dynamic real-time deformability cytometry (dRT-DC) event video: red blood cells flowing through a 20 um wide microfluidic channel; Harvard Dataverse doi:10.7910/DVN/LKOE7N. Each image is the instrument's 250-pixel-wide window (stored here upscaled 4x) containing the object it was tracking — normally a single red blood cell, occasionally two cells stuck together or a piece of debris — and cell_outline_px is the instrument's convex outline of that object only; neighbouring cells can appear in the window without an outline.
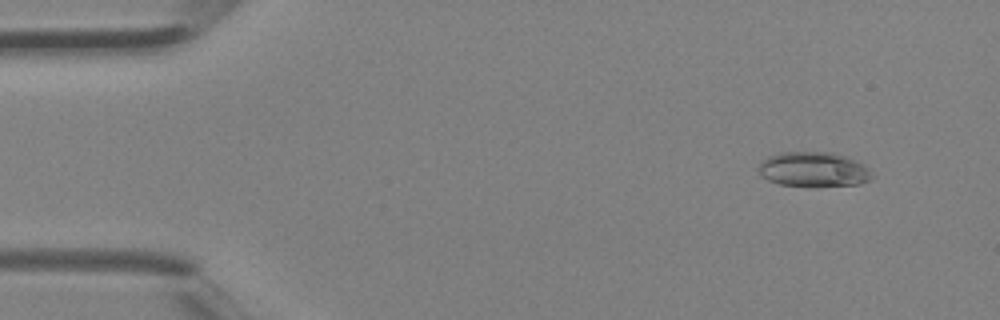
{"species": "Egyptian fruit bat (a non-hibernating species)", "species_latin": "Rousettus aegyptiacus", "temperature_condition": "room temperature", "stored_images_in_passage": 40, "camera_frame_rate_fps": 3000, "um_per_image_px": 0.085, "animal": {"sex": "female"}, "frame": {"image": 1, "passage_image": 4, "time_ms": 1.0, "image_size_px": [1000, 320], "cell_outline_px": [[872, 176], [868, 180], [860, 184], [780, 184], [768, 180], [756, 168], [768, 156], [780, 152], [832, 152], [844, 156], [868, 168]], "centroid_in_image_um": [69.1, 14.36], "position_along_channel_um": 15.9, "area_um2": 21.96}}
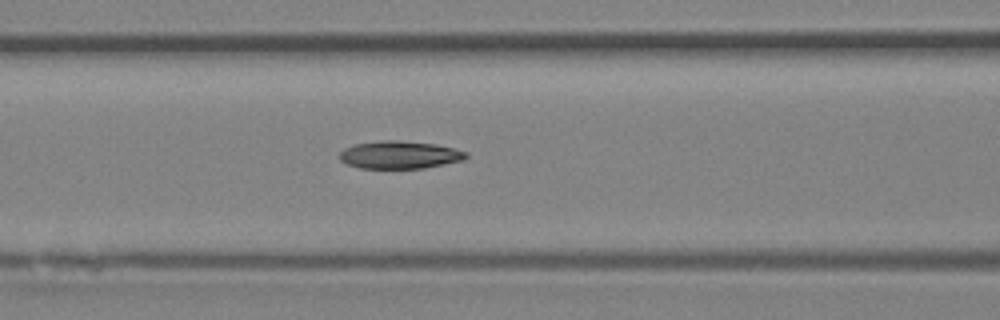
{"frame": {"image": 2, "passage_image": 17, "time_ms": 5.333, "image_size_px": [1000, 320], "cell_outline_px": [[468, 156], [464, 160], [424, 168], [360, 168], [348, 164], [340, 160], [340, 152], [344, 148], [356, 144], [380, 140], [396, 140], [436, 144], [468, 152]], "centroid_in_image_um": [33.98, 13.16], "position_along_channel_um": 132.6, "area_um2": 20.35}}
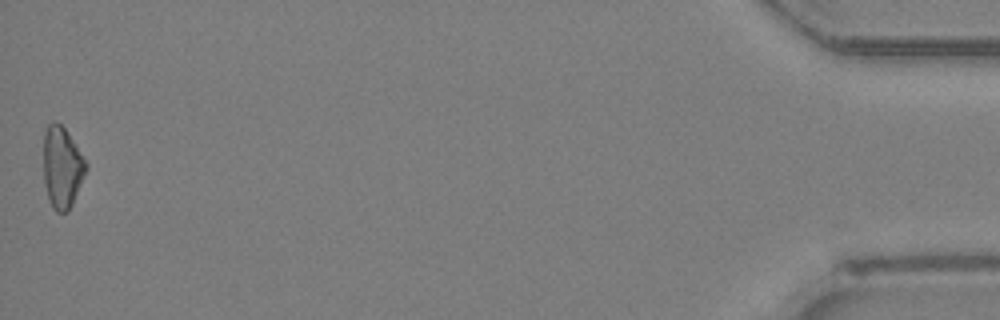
{"frame": {"image": 3, "passage_image": 40, "time_ms": 13.0, "image_size_px": [1000, 320], "cell_outline_px": [[88, 168], [72, 204], [68, 212], [56, 212], [52, 208], [44, 184], [44, 132], [48, 124], [52, 120], [56, 120], [64, 128], [88, 164]], "centroid_in_image_um": [5.27, 14.23], "position_along_channel_um": 429.9, "area_um2": 20.11}}